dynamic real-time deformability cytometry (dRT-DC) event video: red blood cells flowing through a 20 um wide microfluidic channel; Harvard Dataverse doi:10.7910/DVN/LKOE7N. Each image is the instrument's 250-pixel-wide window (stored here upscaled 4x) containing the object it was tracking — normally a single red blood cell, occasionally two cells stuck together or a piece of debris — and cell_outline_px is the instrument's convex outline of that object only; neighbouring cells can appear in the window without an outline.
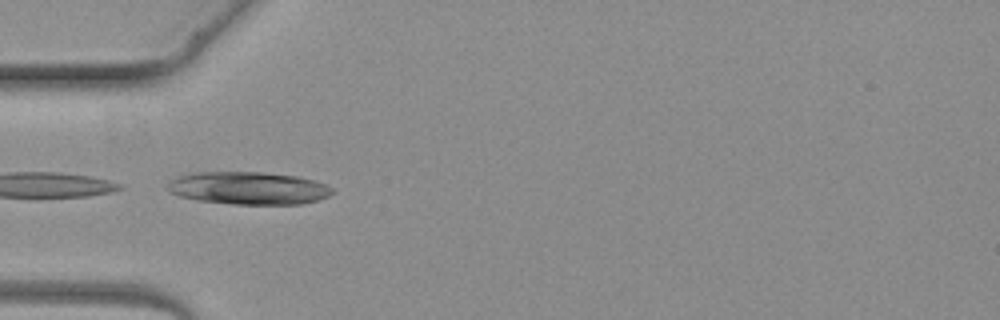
{"species": "common noctule bat (a hibernating species)", "species_latin": "Nyctalus noctula", "temperature_condition": "warm", "stored_images_in_passage": 2, "camera_frame_rate_fps": 3000, "um_per_image_px": 0.085, "animal": {"sex": "female", "body_mass_g": 19.3, "forearm_length_mm": 54.1}, "frame": {"image": 1, "passage_image": 2, "time_ms": 1.333, "image_size_px": [1000, 320], "cell_outline_px": [[332, 192], [328, 196], [316, 200], [300, 204], [232, 204], [200, 200], [180, 196], [168, 192], [168, 180], [176, 176], [192, 172], [264, 172], [296, 176], [316, 180], [332, 188]], "centroid_in_image_um": [21.08, 15.98], "position_along_channel_um": 63.9, "area_um2": 31.39}}